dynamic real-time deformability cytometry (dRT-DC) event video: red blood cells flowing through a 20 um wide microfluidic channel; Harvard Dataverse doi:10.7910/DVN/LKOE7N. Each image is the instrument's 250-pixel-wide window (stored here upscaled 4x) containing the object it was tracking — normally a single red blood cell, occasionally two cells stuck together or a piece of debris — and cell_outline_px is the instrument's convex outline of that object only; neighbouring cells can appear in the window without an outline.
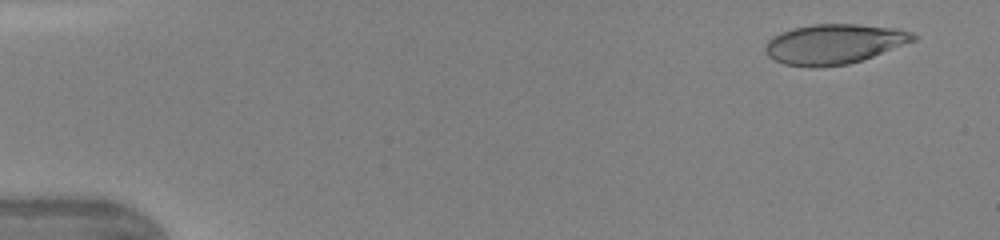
{"species": "human", "species_latin": "Homo sapiens", "temperature_condition": "warm", "stored_images_in_passage": 46, "camera_frame_rate_fps": 3000, "um_per_image_px": 0.085, "donor": {"sex": "female"}, "frame": {"image": 1, "passage_image": 3, "time_ms": 0.667, "image_size_px": [1000, 240], "cell_outline_px": [[916, 40], [872, 56], [848, 64], [816, 68], [784, 64], [768, 56], [764, 48], [764, 44], [772, 36], [792, 28], [812, 24], [856, 24], [900, 28], [912, 32], [916, 36]], "centroid_in_image_um": [70.88, 3.73], "position_along_channel_um": 14.1, "area_um2": 34.45}}
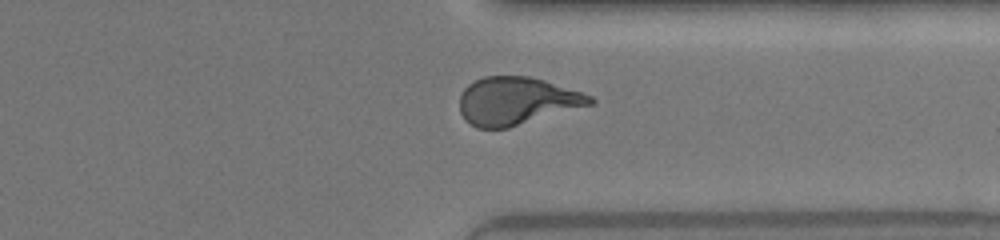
{"frame": {"image": 2, "passage_image": 36, "time_ms": 11.667, "image_size_px": [1000, 240], "cell_outline_px": [[596, 100], [592, 104], [508, 128], [476, 128], [460, 112], [460, 96], [464, 88], [468, 84], [484, 76], [528, 76], [544, 80], [592, 96]], "centroid_in_image_um": [43.9, 8.58], "position_along_channel_um": 367.5, "area_um2": 35.89}}
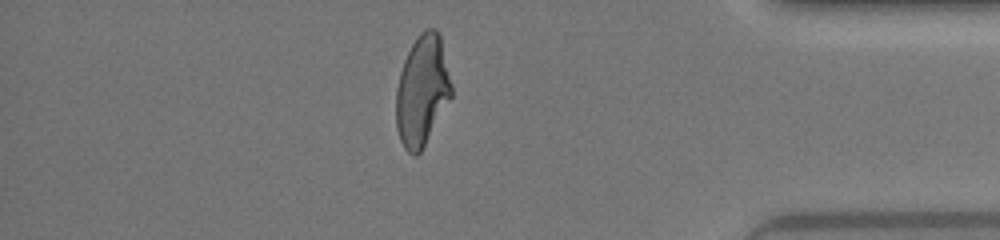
{"frame": {"image": 3, "passage_image": 40, "time_ms": 13.0, "image_size_px": [1000, 240], "cell_outline_px": [[452, 96], [420, 152], [416, 156], [412, 156], [404, 148], [400, 140], [396, 128], [396, 88], [400, 72], [404, 60], [412, 44], [420, 32], [428, 28], [436, 28], [440, 32], [452, 84]], "centroid_in_image_um": [35.88, 7.69], "position_along_channel_um": 399.3, "area_um2": 35.78}, "authors_computed_cell_mechanics": {"area_um2": 36.0094, "velocity_mm_per_s": 4.3807, "shape_relaxation_time_tau1_ms": 6.9756, "shape_relaxation_time_tau2_ms": null, "deformation_change_tau1": 0.2614, "deformation_change_tau2": null}}